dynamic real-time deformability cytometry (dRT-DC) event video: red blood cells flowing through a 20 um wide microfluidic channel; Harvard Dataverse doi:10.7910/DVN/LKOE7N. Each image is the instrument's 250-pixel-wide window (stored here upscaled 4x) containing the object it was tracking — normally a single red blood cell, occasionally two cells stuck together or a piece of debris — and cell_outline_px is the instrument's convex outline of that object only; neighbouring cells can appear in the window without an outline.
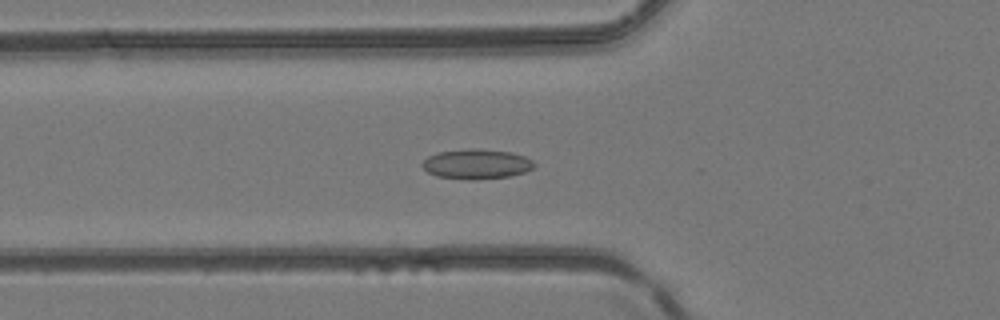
{"species": "common noctule bat (a hibernating species)", "species_latin": "Nyctalus noctula", "temperature_condition": "room temperature", "stored_images_in_passage": 47, "camera_frame_rate_fps": 3000, "um_per_image_px": 0.085, "animal": {"sex": "female", "body_mass_g": 24.6, "forearm_length_mm": 56.2}, "frame": {"image": 1, "passage_image": 17, "time_ms": 5.333, "image_size_px": [1000, 320], "cell_outline_px": [[536, 164], [532, 168], [524, 172], [508, 176], [468, 180], [436, 176], [428, 172], [420, 164], [428, 156], [436, 152], [468, 148], [476, 148], [512, 152], [524, 156], [532, 160]], "centroid_in_image_um": [40.47, 13.93], "position_along_channel_um": 85.3, "area_um2": 19.54}}
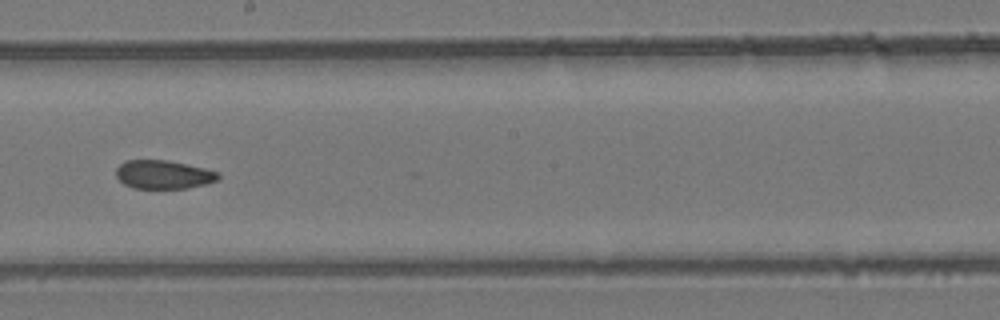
{"frame": {"image": 2, "passage_image": 27, "time_ms": 8.667, "image_size_px": [1000, 320], "cell_outline_px": [[220, 176], [216, 180], [208, 184], [188, 188], [132, 188], [124, 184], [116, 176], [116, 168], [124, 160], [168, 160], [204, 168], [220, 172]], "centroid_in_image_um": [13.9, 14.83], "position_along_channel_um": 234.3, "area_um2": 17.11}}
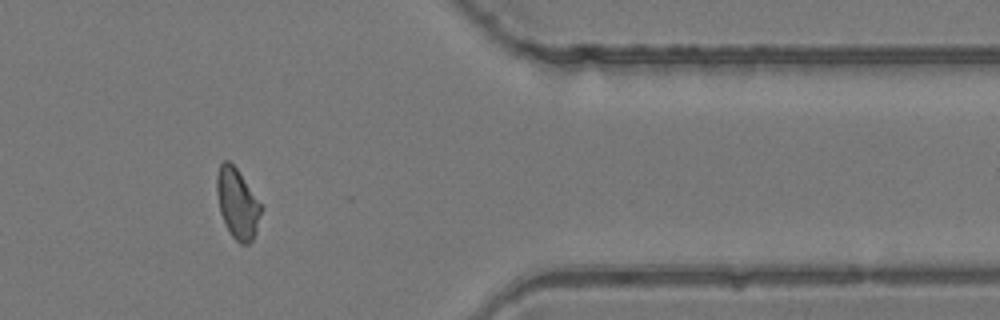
{"frame": {"image": 3, "passage_image": 39, "time_ms": 12.667, "image_size_px": [1000, 320], "cell_outline_px": [[264, 208], [256, 232], [252, 240], [248, 244], [240, 244], [232, 236], [220, 212], [216, 192], [216, 176], [220, 164], [224, 160], [228, 160], [236, 168]], "centroid_in_image_um": [20.19, 17.3], "position_along_channel_um": 391.2, "area_um2": 18.03}}